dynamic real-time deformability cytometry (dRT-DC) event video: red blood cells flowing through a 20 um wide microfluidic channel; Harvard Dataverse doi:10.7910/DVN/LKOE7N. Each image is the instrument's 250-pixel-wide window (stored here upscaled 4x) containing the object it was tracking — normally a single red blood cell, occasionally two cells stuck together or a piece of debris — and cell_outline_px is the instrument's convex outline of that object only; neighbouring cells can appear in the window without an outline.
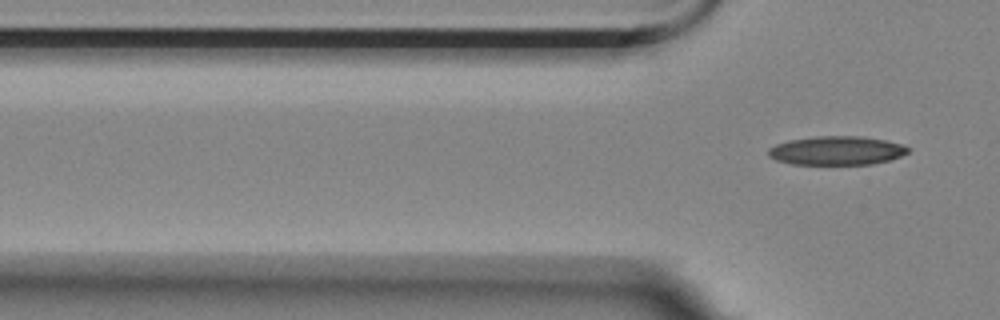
{"species": "Egyptian fruit bat (a non-hibernating species)", "species_latin": "Rousettus aegyptiacus", "temperature_condition": "room temperature", "stored_images_in_passage": 5, "camera_frame_rate_fps": 3000, "um_per_image_px": 0.085, "animal": {"sex": "female"}, "frame": {"image": 1, "passage_image": 5, "time_ms": 1.333, "image_size_px": [1000, 320], "cell_outline_px": [[908, 152], [900, 156], [888, 160], [872, 164], [792, 164], [776, 160], [768, 156], [768, 148], [776, 144], [788, 140], [816, 136], [860, 136], [884, 140], [904, 144], [908, 148]], "centroid_in_image_um": [71.08, 12.79], "position_along_channel_um": 54.7, "area_um2": 23.41}}